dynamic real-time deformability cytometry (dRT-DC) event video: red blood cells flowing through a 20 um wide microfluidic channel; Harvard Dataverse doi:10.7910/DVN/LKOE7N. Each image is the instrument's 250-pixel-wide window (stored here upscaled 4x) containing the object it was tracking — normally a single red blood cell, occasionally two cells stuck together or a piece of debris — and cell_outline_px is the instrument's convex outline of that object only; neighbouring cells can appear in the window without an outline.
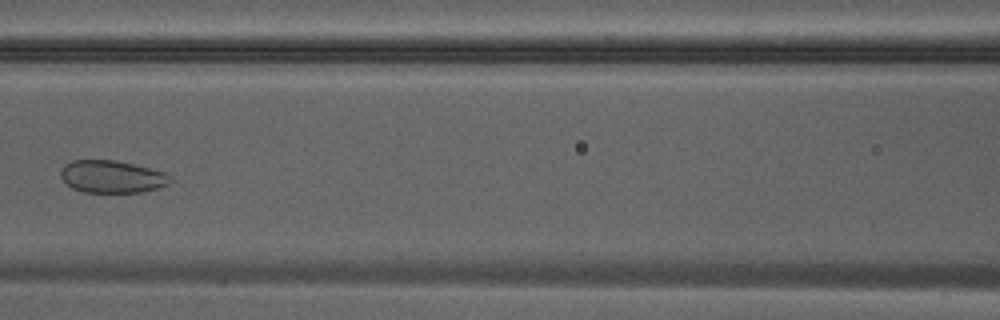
{"species": "Egyptian fruit bat (a non-hibernating species)", "species_latin": "Rousettus aegyptiacus", "temperature_condition": "warm", "stored_images_in_passage": 40, "camera_frame_rate_fps": 3000, "um_per_image_px": 0.085, "animal": {"sex": "male"}, "frame": {"image": 1, "passage_image": 18, "time_ms": 5.667, "image_size_px": [1000, 320], "cell_outline_px": [[172, 180], [168, 184], [160, 188], [144, 192], [84, 192], [72, 188], [60, 176], [60, 172], [64, 164], [72, 160], [116, 160], [164, 172], [172, 176]], "centroid_in_image_um": [9.53, 15.02], "position_along_channel_um": 157.1, "area_um2": 20.75}}
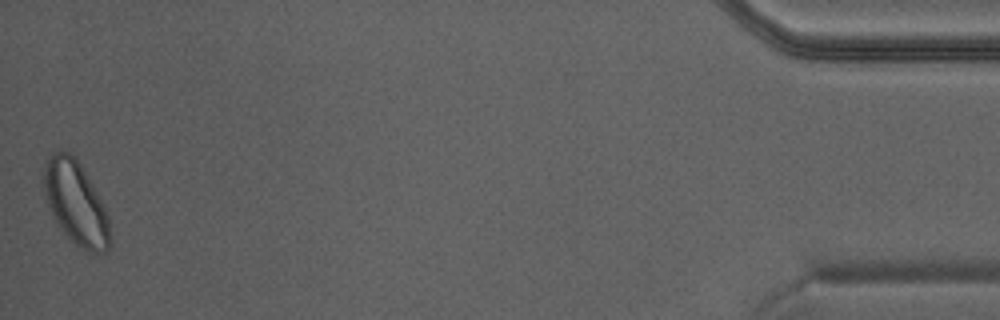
{"frame": {"image": 2, "passage_image": 40, "time_ms": 13.0, "image_size_px": [1000, 320], "cell_outline_px": [[108, 252], [88, 252], [76, 244], [56, 224], [52, 216], [48, 204], [44, 188], [44, 160], [48, 152], [68, 152], [80, 164], [92, 184], [108, 216]], "centroid_in_image_um": [6.39, 17.22], "position_along_channel_um": 428.8, "area_um2": 31.44}}